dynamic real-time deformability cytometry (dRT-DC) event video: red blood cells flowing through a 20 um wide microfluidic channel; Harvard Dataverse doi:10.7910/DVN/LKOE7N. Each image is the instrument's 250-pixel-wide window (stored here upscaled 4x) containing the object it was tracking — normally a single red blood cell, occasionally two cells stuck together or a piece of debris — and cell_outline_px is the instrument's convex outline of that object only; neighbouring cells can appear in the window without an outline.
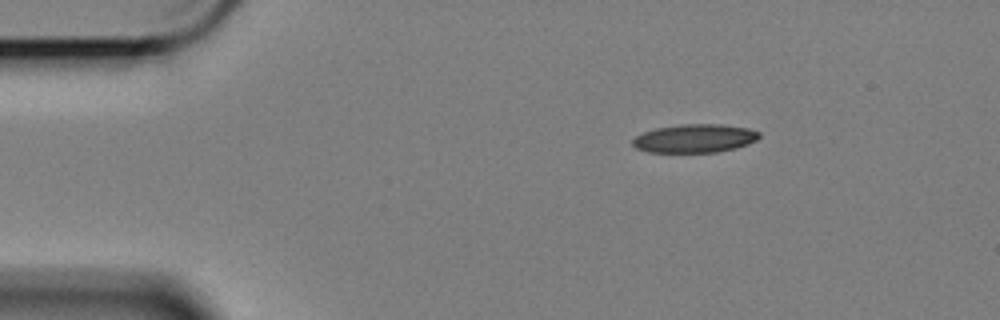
{"species": "Egyptian fruit bat (a non-hibernating species)", "species_latin": "Rousettus aegyptiacus", "temperature_condition": "cold", "stored_images_in_passage": 50, "camera_frame_rate_fps": 3000, "um_per_image_px": 0.085, "animal": {"sex": "female"}, "frame": {"image": 1, "passage_image": 1, "time_ms": 0.0, "image_size_px": [1000, 320], "cell_outline_px": [[760, 136], [756, 140], [748, 144], [736, 148], [716, 152], [648, 152], [636, 148], [632, 144], [632, 140], [636, 136], [644, 132], [656, 128], [684, 124], [720, 124], [748, 128], [760, 132]], "centroid_in_image_um": [59.06, 11.76], "position_along_channel_um": 25.9, "area_um2": 20.92}}
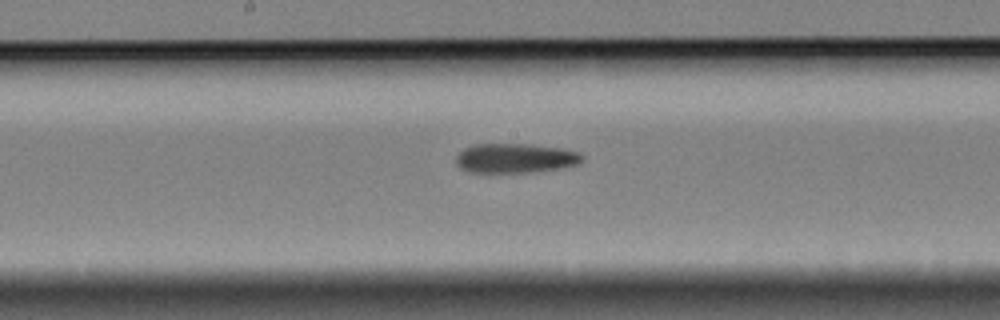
{"frame": {"image": 2, "passage_image": 22, "time_ms": 7.0, "image_size_px": [1000, 320], "cell_outline_px": [[584, 160], [576, 164], [556, 168], [528, 172], [472, 172], [460, 168], [456, 164], [456, 156], [464, 148], [472, 144], [532, 144], [560, 148], [580, 152], [584, 156]], "centroid_in_image_um": [43.78, 13.43], "position_along_channel_um": 204.4, "area_um2": 21.56}}
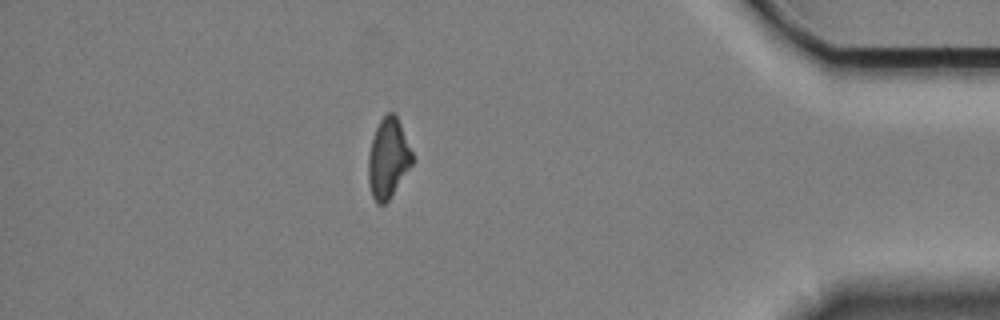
{"frame": {"image": 3, "passage_image": 43, "time_ms": 14.0, "image_size_px": [1000, 320], "cell_outline_px": [[412, 164], [388, 200], [384, 204], [376, 204], [372, 196], [368, 180], [368, 156], [372, 140], [376, 128], [380, 120], [388, 112], [392, 112], [396, 116], [400, 124], [412, 152]], "centroid_in_image_um": [32.97, 13.47], "position_along_channel_um": 402.2, "area_um2": 20.0}}